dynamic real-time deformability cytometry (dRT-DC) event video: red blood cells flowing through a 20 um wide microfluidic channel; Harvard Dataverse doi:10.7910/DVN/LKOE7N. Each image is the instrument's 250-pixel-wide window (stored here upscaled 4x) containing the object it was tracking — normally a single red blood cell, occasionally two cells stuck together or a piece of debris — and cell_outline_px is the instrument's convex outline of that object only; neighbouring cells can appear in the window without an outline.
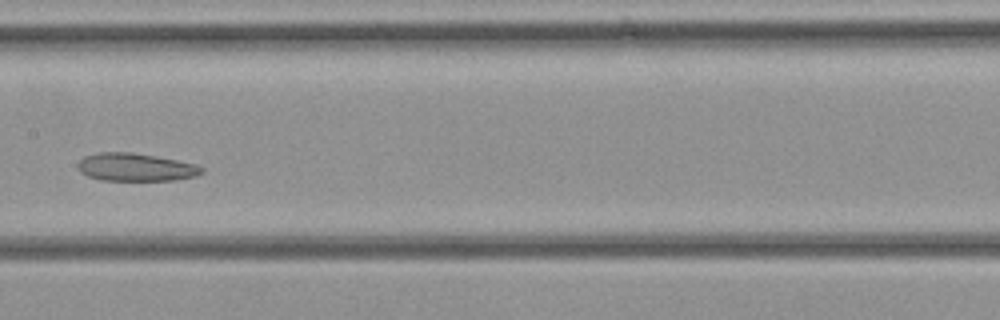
{"species": "common noctule bat (a hibernating species)", "species_latin": "Nyctalus noctula", "temperature_condition": "cold", "stored_images_in_passage": 29, "camera_frame_rate_fps": 3000, "um_per_image_px": 0.085, "animal": {"sex": "female", "body_mass_g": 21.9}, "frame": {"image": 1, "passage_image": 13, "time_ms": 4.0, "image_size_px": [1000, 320], "cell_outline_px": [[204, 172], [196, 176], [176, 180], [100, 180], [88, 176], [80, 172], [80, 160], [84, 156], [100, 152], [132, 152], [156, 156], [196, 164], [204, 168]], "centroid_in_image_um": [11.57, 14.21], "position_along_channel_um": 195.8, "area_um2": 20.06}}
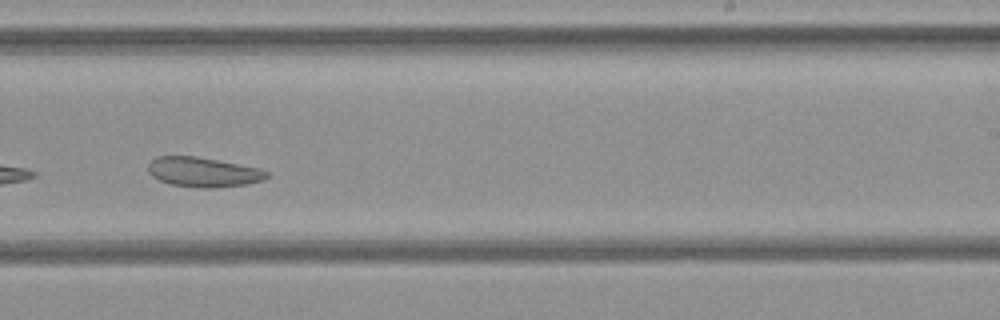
{"frame": {"image": 2, "passage_image": 17, "time_ms": 5.333, "image_size_px": [1000, 320], "cell_outline_px": [[268, 176], [264, 180], [248, 184], [212, 188], [204, 188], [172, 184], [160, 180], [152, 176], [148, 172], [148, 164], [156, 156], [196, 156], [260, 168], [268, 172]], "centroid_in_image_um": [17.29, 14.62], "position_along_channel_um": 271.7, "area_um2": 20.46}}
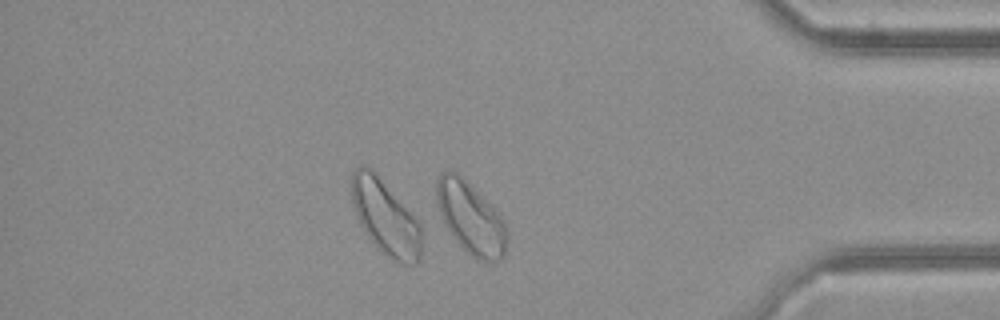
{"frame": {"image": 3, "passage_image": 25, "time_ms": 8.0, "image_size_px": [1000, 320], "cell_outline_px": [[508, 240], [504, 256], [500, 260], [492, 264], [476, 260], [460, 244], [444, 224], [436, 200], [436, 180], [440, 172], [456, 172], [504, 220], [508, 232]], "centroid_in_image_um": [40.03, 18.6], "position_along_channel_um": 395.2, "area_um2": 29.02}}